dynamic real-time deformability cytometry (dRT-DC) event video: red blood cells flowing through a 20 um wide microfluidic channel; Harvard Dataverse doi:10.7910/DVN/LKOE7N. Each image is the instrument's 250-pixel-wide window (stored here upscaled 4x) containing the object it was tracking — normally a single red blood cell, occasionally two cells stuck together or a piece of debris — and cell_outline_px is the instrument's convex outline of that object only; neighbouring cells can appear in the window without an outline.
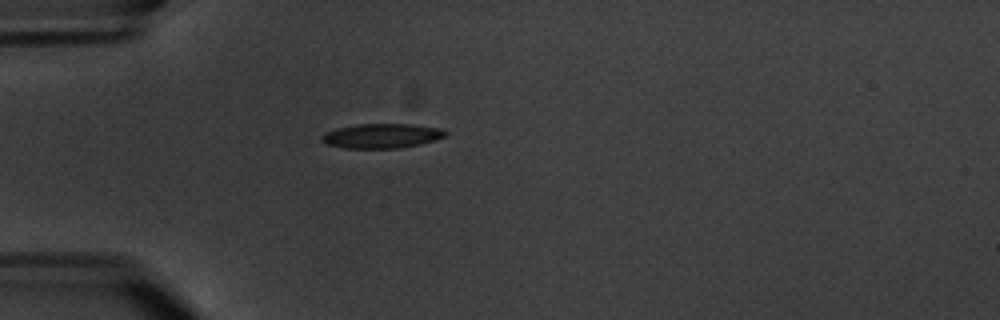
{"species": "common noctule bat (a hibernating species)", "species_latin": "Nyctalus noctula", "temperature_condition": "warm", "stored_images_in_passage": 2, "camera_frame_rate_fps": 3000, "um_per_image_px": 0.085, "animal": {"sex": "male", "body_mass_g": 20.1, "forearm_length_mm": 53.5}, "frame": {"image": 1, "passage_image": 2, "time_ms": 1.0, "image_size_px": [1000, 320], "cell_outline_px": [[448, 132], [444, 136], [420, 144], [400, 148], [344, 148], [328, 144], [320, 140], [320, 136], [324, 132], [336, 128], [360, 124], [412, 124], [440, 128]], "centroid_in_image_um": [32.4, 11.54], "position_along_channel_um": 52.6, "area_um2": 17.63}}